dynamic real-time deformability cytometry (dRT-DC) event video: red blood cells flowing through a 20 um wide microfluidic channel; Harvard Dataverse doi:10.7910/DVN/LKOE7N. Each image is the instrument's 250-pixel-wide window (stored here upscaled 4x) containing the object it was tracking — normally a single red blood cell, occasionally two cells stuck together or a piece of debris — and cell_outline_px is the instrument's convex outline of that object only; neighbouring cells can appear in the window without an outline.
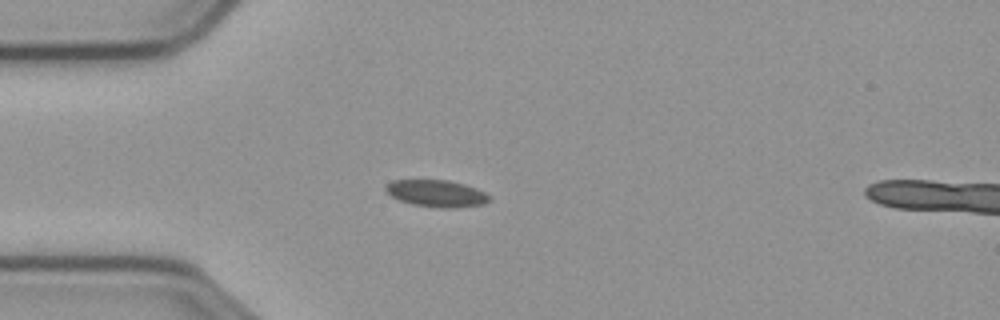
{"species": "common noctule bat (a hibernating species)", "species_latin": "Nyctalus noctula", "temperature_condition": "cold", "stored_images_in_passage": 44, "segment_of_instrument_passage": [1, 2], "camera_frame_rate_fps": 3000, "um_per_image_px": 0.085, "animal": {"sex": "male", "body_mass_g": 23.1, "forearm_length_mm": 52.7}, "frame": {"image": 1, "passage_image": 1, "time_ms": 0.0, "image_size_px": [1000, 320], "cell_outline_px": [[492, 200], [484, 204], [456, 208], [432, 208], [412, 204], [400, 200], [392, 196], [384, 188], [392, 180], [448, 180], [464, 184], [476, 188], [492, 196]], "centroid_in_image_um": [37.16, 16.45], "position_along_channel_um": 47.8, "area_um2": 16.42}}
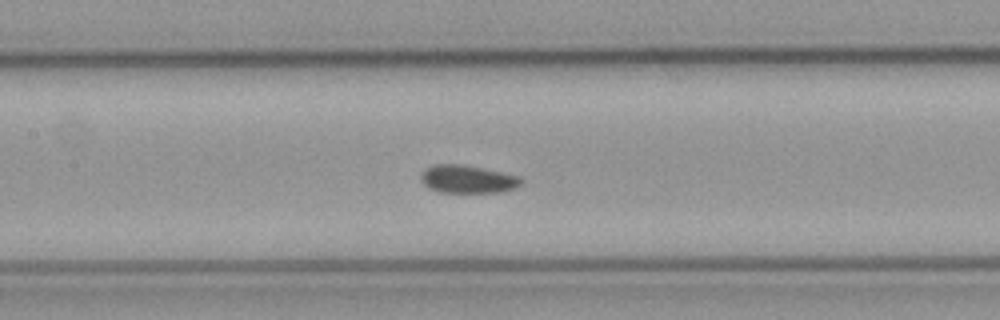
{"frame": {"image": 2, "passage_image": 12, "time_ms": 3.667, "image_size_px": [1000, 320], "cell_outline_px": [[524, 180], [520, 184], [512, 188], [500, 192], [440, 192], [428, 188], [420, 180], [420, 176], [424, 168], [436, 164], [460, 164], [520, 176]], "centroid_in_image_um": [39.7, 15.22], "position_along_channel_um": 167.7, "area_um2": 16.18}}
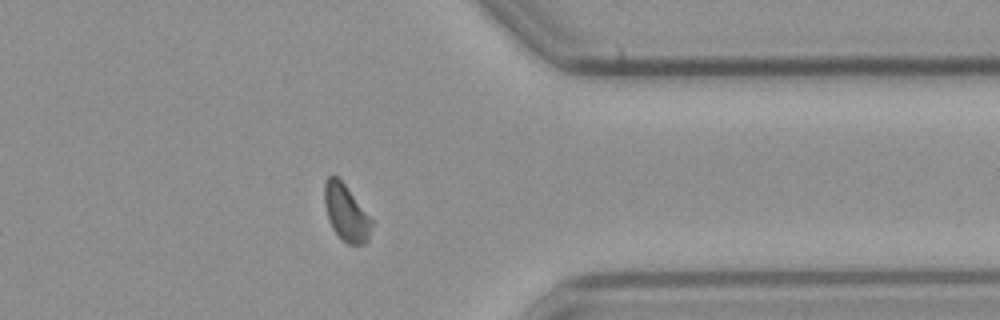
{"frame": {"image": 3, "passage_image": 31, "time_ms": 10.0, "image_size_px": [1000, 320], "cell_outline_px": [[372, 224], [368, 240], [364, 244], [348, 244], [332, 228], [324, 204], [324, 184], [328, 176], [336, 176], [344, 184], [372, 220]], "centroid_in_image_um": [29.4, 18.09], "position_along_channel_um": 382.0, "area_um2": 15.03}}